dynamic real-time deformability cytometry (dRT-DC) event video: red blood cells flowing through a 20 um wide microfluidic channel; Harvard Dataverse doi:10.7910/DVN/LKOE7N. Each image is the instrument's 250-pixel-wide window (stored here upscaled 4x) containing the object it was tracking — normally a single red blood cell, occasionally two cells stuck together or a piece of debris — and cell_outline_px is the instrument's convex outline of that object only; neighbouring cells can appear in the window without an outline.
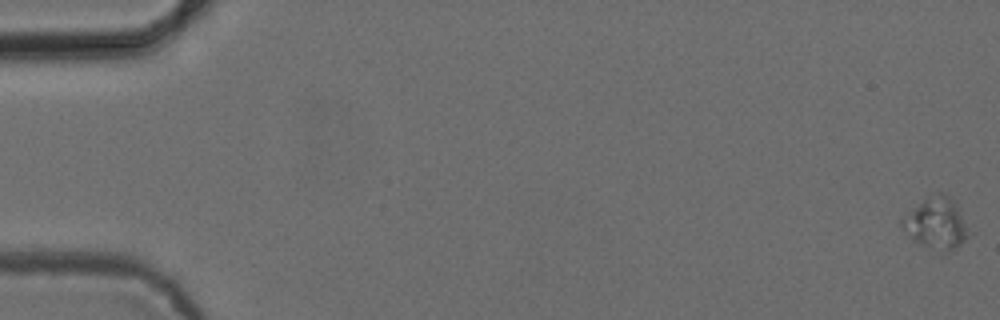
{"species": "common noctule bat (a hibernating species)", "species_latin": "Nyctalus noctula", "temperature_condition": "cold", "stored_images_in_passage": 55, "camera_frame_rate_fps": 3000, "um_per_image_px": 0.085, "animal": {"sex": "female", "body_mass_g": 24.6, "forearm_length_mm": 56.2}, "frame": {"image": 1, "passage_image": 1, "time_ms": 0.0, "image_size_px": [1000, 320], "cell_outline_px": [[968, 236], [960, 244], [948, 252], [944, 252], [920, 244], [900, 224], [900, 220], [924, 200], [940, 192], [948, 196], [952, 200], [960, 216]], "centroid_in_image_um": [79.55, 19.01], "position_along_channel_um": 5.4, "area_um2": 18.38}}
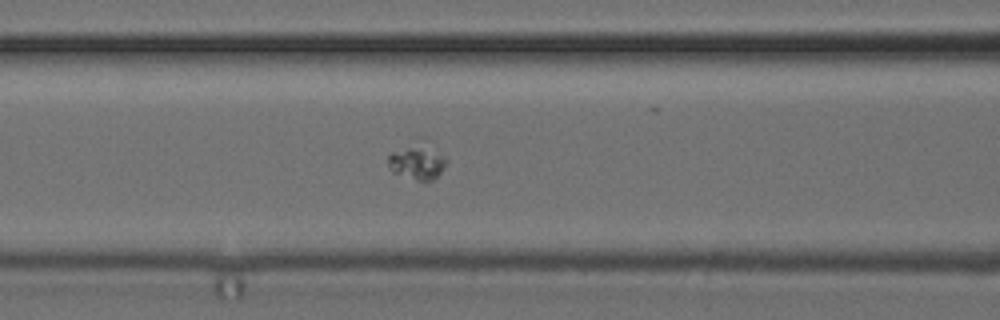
{"frame": {"image": 2, "passage_image": 24, "time_ms": 7.667, "image_size_px": [1000, 320], "cell_outline_px": [[448, 160], [440, 172], [432, 180], [416, 180], [392, 172], [388, 168], [388, 156], [392, 152], [416, 144], [420, 144], [444, 156]], "centroid_in_image_um": [35.42, 13.82], "position_along_channel_um": 131.2, "area_um2": 11.16}}
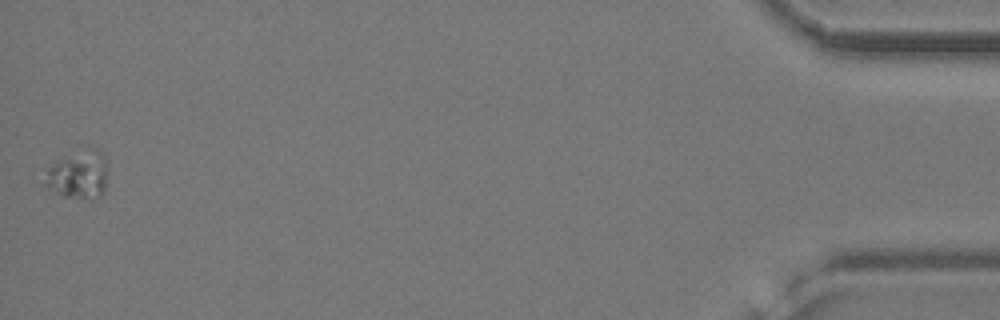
{"frame": {"image": 3, "passage_image": 55, "time_ms": 18.0, "image_size_px": [1000, 320], "cell_outline_px": [[104, 192], [100, 196], [60, 196], [48, 188], [44, 184], [44, 168], [64, 156], [88, 148], [96, 148], [104, 156]], "centroid_in_image_um": [6.55, 14.81], "position_along_channel_um": 428.6, "area_um2": 17.17}}